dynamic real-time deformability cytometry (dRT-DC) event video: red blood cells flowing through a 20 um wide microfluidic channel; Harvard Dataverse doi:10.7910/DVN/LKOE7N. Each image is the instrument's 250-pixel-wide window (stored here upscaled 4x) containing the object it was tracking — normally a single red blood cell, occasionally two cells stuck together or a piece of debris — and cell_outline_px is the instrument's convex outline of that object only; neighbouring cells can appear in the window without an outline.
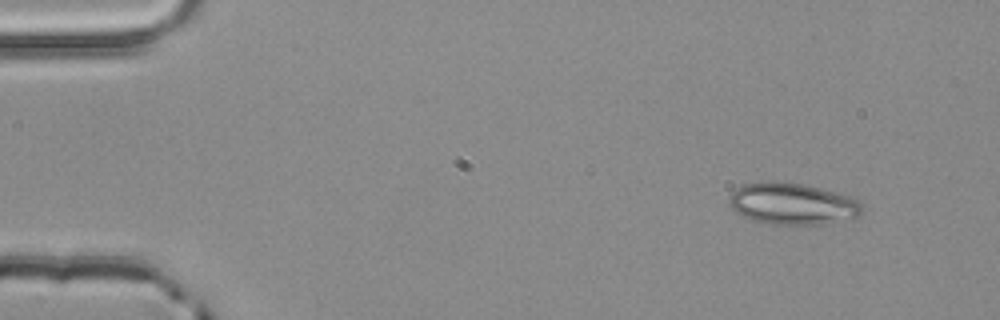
{"species": "common noctule bat (a hibernating species)", "species_latin": "Nyctalus noctula", "temperature_condition": "room temperature", "stored_images_in_passage": 3, "camera_frame_rate_fps": 3000, "um_per_image_px": 0.085, "animal": {"sex": "male", "body_mass_g": 20.4}, "frame": {"image": 1, "passage_image": 1, "time_ms": 0.0, "image_size_px": [1000, 320], "cell_outline_px": [[860, 212], [856, 216], [820, 224], [772, 224], [752, 220], [736, 212], [728, 204], [728, 200], [732, 192], [736, 188], [744, 184], [764, 180], [780, 180], [804, 184], [852, 196], [860, 204]], "centroid_in_image_um": [67.27, 17.28], "position_along_channel_um": 17.7, "area_um2": 32.14}}